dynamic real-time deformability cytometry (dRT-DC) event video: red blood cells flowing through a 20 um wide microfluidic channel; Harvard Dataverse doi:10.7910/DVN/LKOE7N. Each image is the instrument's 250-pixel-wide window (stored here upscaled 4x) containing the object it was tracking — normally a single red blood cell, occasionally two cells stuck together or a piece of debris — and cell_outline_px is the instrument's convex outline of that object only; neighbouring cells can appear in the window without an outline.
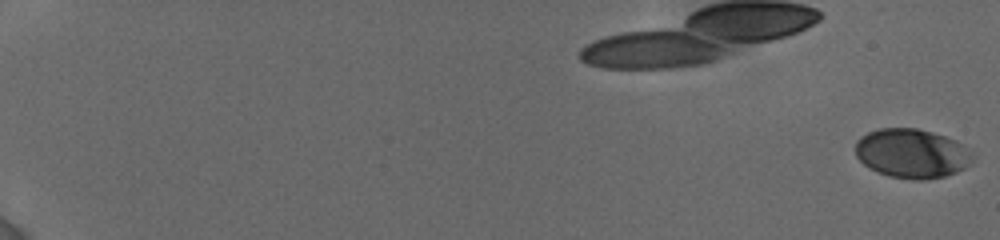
{"species": "human", "species_latin": "Homo sapiens", "temperature_condition": "cold", "stored_images_in_passage": 33, "camera_frame_rate_fps": 3000, "um_per_image_px": 0.085, "donor": {"sex": "female"}, "frame": {"image": 1, "passage_image": 1, "time_ms": 0.0, "image_size_px": [1000, 240], "cell_outline_px": [[976, 156], [964, 168], [956, 172], [944, 176], [924, 180], [912, 180], [888, 176], [876, 172], [868, 168], [856, 156], [856, 140], [860, 136], [868, 132], [880, 128], [916, 128], [932, 132], [956, 140], [972, 152]], "centroid_in_image_um": [77.49, 13.05], "position_along_channel_um": 7.5, "area_um2": 33.87}}
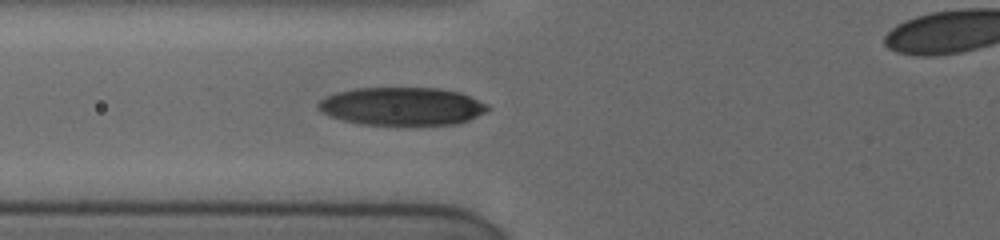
{"frame": {"image": 2, "passage_image": 22, "time_ms": 8.333, "image_size_px": [1000, 240], "cell_outline_px": [[492, 108], [488, 112], [468, 120], [456, 124], [360, 124], [344, 120], [320, 112], [316, 108], [316, 104], [320, 100], [336, 92], [356, 88], [436, 88], [460, 92], [488, 104]], "centroid_in_image_um": [34.19, 9.03], "position_along_channel_um": 91.6, "area_um2": 37.51}}
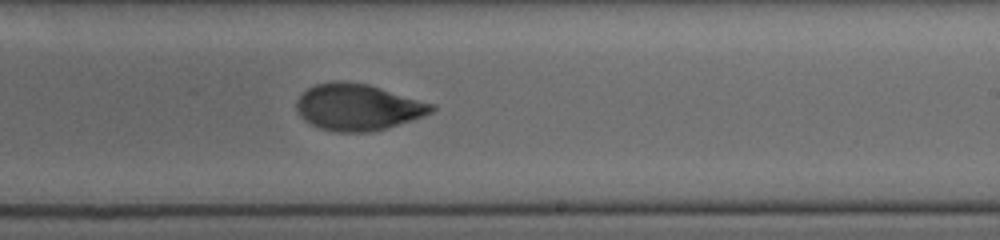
{"frame": {"image": 3, "passage_image": 33, "time_ms": 12.667, "image_size_px": [1000, 240], "cell_outline_px": [[436, 108], [432, 112], [372, 132], [336, 132], [320, 128], [304, 120], [296, 108], [296, 100], [308, 88], [316, 84], [336, 80], [368, 84], [436, 104]], "centroid_in_image_um": [30.4, 9.09], "position_along_channel_um": 258.6, "area_um2": 36.24}}